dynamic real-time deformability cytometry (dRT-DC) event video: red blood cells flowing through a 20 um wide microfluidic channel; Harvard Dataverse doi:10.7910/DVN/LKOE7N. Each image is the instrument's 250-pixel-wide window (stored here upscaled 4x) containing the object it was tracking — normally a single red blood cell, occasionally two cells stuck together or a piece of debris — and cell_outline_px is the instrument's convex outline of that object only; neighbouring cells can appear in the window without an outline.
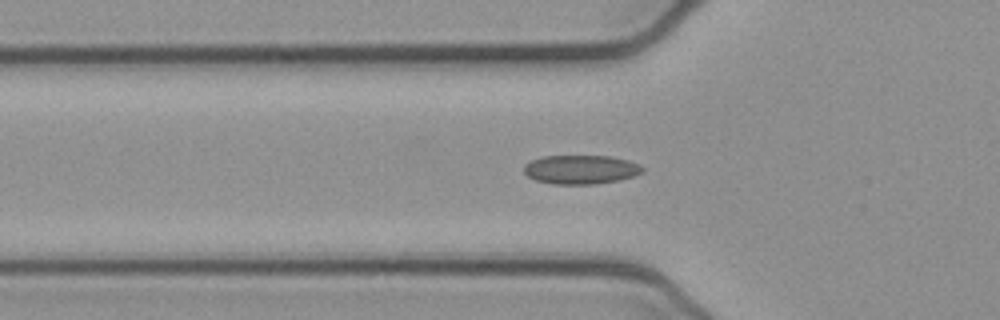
{"species": "common noctule bat (a hibernating species)", "species_latin": "Nyctalus noctula", "temperature_condition": "cold", "stored_images_in_passage": 38, "camera_frame_rate_fps": 3000, "um_per_image_px": 0.085, "animal": {"sex": "female", "body_mass_g": 21.9}, "frame": {"image": 1, "passage_image": 2, "time_ms": 0.333, "image_size_px": [1000, 320], "cell_outline_px": [[644, 172], [632, 176], [616, 180], [596, 184], [552, 184], [536, 180], [528, 176], [524, 172], [524, 164], [532, 160], [544, 156], [612, 156], [628, 160], [640, 164], [644, 168]], "centroid_in_image_um": [49.38, 14.4], "position_along_channel_um": 76.4, "area_um2": 20.0}}
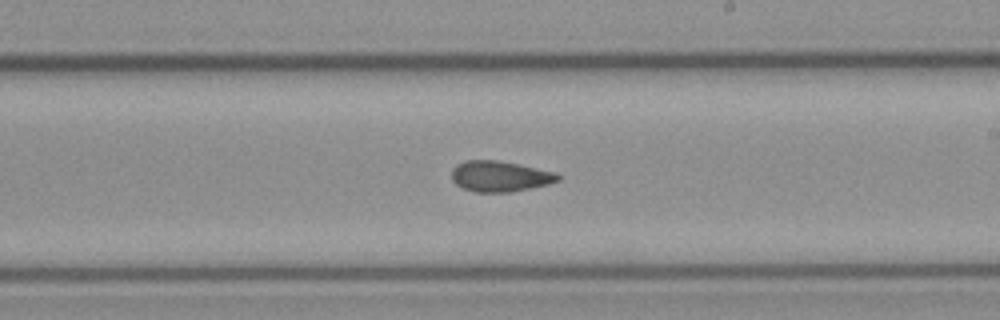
{"frame": {"image": 2, "passage_image": 15, "time_ms": 4.667, "image_size_px": [1000, 320], "cell_outline_px": [[560, 180], [548, 184], [512, 192], [476, 192], [464, 188], [456, 184], [452, 180], [452, 168], [456, 164], [468, 160], [496, 160], [556, 172], [560, 176]], "centroid_in_image_um": [42.48, 14.99], "position_along_channel_um": 246.5, "area_um2": 18.9}}
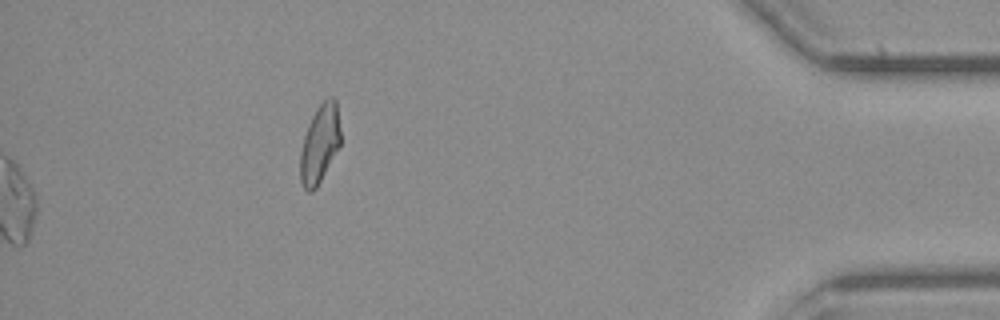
{"frame": {"image": 3, "passage_image": 38, "time_ms": 12.333, "image_size_px": [1000, 320], "cell_outline_px": [[340, 144], [316, 188], [312, 192], [308, 192], [304, 188], [300, 180], [300, 152], [304, 136], [308, 124], [316, 108], [328, 96], [332, 96], [336, 100], [340, 132]], "centroid_in_image_um": [27.16, 12.21], "position_along_channel_um": 408.0, "area_um2": 18.21}, "authors_computed_cell_mechanics": {"area_um2": 19.7098, "velocity_mm_per_s": 3.8906, "shape_relaxation_time_tau1_ms": null, "shape_relaxation_time_tau2_ms": 4.978, "deformation_change_tau1": null, "deformation_change_tau2": 0.0927}}